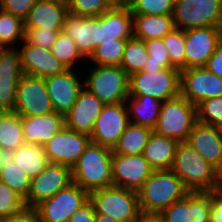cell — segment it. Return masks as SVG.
Segmentation results:
<instances>
[{
	"instance_id": "cell-1",
	"label": "cell",
	"mask_w": 222,
	"mask_h": 222,
	"mask_svg": "<svg viewBox=\"0 0 222 222\" xmlns=\"http://www.w3.org/2000/svg\"><path fill=\"white\" fill-rule=\"evenodd\" d=\"M171 170L189 192H216L219 189V171L186 142H179Z\"/></svg>"
},
{
	"instance_id": "cell-2",
	"label": "cell",
	"mask_w": 222,
	"mask_h": 222,
	"mask_svg": "<svg viewBox=\"0 0 222 222\" xmlns=\"http://www.w3.org/2000/svg\"><path fill=\"white\" fill-rule=\"evenodd\" d=\"M112 150L90 142L71 169L72 182L91 192L113 185Z\"/></svg>"
},
{
	"instance_id": "cell-3",
	"label": "cell",
	"mask_w": 222,
	"mask_h": 222,
	"mask_svg": "<svg viewBox=\"0 0 222 222\" xmlns=\"http://www.w3.org/2000/svg\"><path fill=\"white\" fill-rule=\"evenodd\" d=\"M188 193L172 170L153 171L137 191L140 211L161 213Z\"/></svg>"
},
{
	"instance_id": "cell-4",
	"label": "cell",
	"mask_w": 222,
	"mask_h": 222,
	"mask_svg": "<svg viewBox=\"0 0 222 222\" xmlns=\"http://www.w3.org/2000/svg\"><path fill=\"white\" fill-rule=\"evenodd\" d=\"M197 122V107L181 95L162 102L154 132L163 137L186 142Z\"/></svg>"
},
{
	"instance_id": "cell-5",
	"label": "cell",
	"mask_w": 222,
	"mask_h": 222,
	"mask_svg": "<svg viewBox=\"0 0 222 222\" xmlns=\"http://www.w3.org/2000/svg\"><path fill=\"white\" fill-rule=\"evenodd\" d=\"M89 201L96 213L108 215L120 222H135L140 213L137 192L119 186L91 191Z\"/></svg>"
},
{
	"instance_id": "cell-6",
	"label": "cell",
	"mask_w": 222,
	"mask_h": 222,
	"mask_svg": "<svg viewBox=\"0 0 222 222\" xmlns=\"http://www.w3.org/2000/svg\"><path fill=\"white\" fill-rule=\"evenodd\" d=\"M88 70L83 87L104 104L125 102L129 96V76L120 66H98Z\"/></svg>"
},
{
	"instance_id": "cell-7",
	"label": "cell",
	"mask_w": 222,
	"mask_h": 222,
	"mask_svg": "<svg viewBox=\"0 0 222 222\" xmlns=\"http://www.w3.org/2000/svg\"><path fill=\"white\" fill-rule=\"evenodd\" d=\"M175 28H222V0H175L172 11Z\"/></svg>"
},
{
	"instance_id": "cell-8",
	"label": "cell",
	"mask_w": 222,
	"mask_h": 222,
	"mask_svg": "<svg viewBox=\"0 0 222 222\" xmlns=\"http://www.w3.org/2000/svg\"><path fill=\"white\" fill-rule=\"evenodd\" d=\"M129 95H148L162 102L180 95V70L164 68L154 73L140 71L129 76Z\"/></svg>"
},
{
	"instance_id": "cell-9",
	"label": "cell",
	"mask_w": 222,
	"mask_h": 222,
	"mask_svg": "<svg viewBox=\"0 0 222 222\" xmlns=\"http://www.w3.org/2000/svg\"><path fill=\"white\" fill-rule=\"evenodd\" d=\"M89 201V192L75 183L36 205L40 222H68Z\"/></svg>"
},
{
	"instance_id": "cell-10",
	"label": "cell",
	"mask_w": 222,
	"mask_h": 222,
	"mask_svg": "<svg viewBox=\"0 0 222 222\" xmlns=\"http://www.w3.org/2000/svg\"><path fill=\"white\" fill-rule=\"evenodd\" d=\"M13 112L18 113L21 117L54 112L44 79L23 75L18 82Z\"/></svg>"
},
{
	"instance_id": "cell-11",
	"label": "cell",
	"mask_w": 222,
	"mask_h": 222,
	"mask_svg": "<svg viewBox=\"0 0 222 222\" xmlns=\"http://www.w3.org/2000/svg\"><path fill=\"white\" fill-rule=\"evenodd\" d=\"M180 95L197 106L203 100L222 96V78L205 67L180 70Z\"/></svg>"
},
{
	"instance_id": "cell-12",
	"label": "cell",
	"mask_w": 222,
	"mask_h": 222,
	"mask_svg": "<svg viewBox=\"0 0 222 222\" xmlns=\"http://www.w3.org/2000/svg\"><path fill=\"white\" fill-rule=\"evenodd\" d=\"M72 183L70 167L49 162L38 176L31 179L30 190L24 200L25 207L34 208L40 202L53 197Z\"/></svg>"
},
{
	"instance_id": "cell-13",
	"label": "cell",
	"mask_w": 222,
	"mask_h": 222,
	"mask_svg": "<svg viewBox=\"0 0 222 222\" xmlns=\"http://www.w3.org/2000/svg\"><path fill=\"white\" fill-rule=\"evenodd\" d=\"M126 105V102L104 104L90 135L92 143L114 149L121 134L130 123Z\"/></svg>"
},
{
	"instance_id": "cell-14",
	"label": "cell",
	"mask_w": 222,
	"mask_h": 222,
	"mask_svg": "<svg viewBox=\"0 0 222 222\" xmlns=\"http://www.w3.org/2000/svg\"><path fill=\"white\" fill-rule=\"evenodd\" d=\"M90 142L89 135L64 126L44 145L48 162L72 169Z\"/></svg>"
},
{
	"instance_id": "cell-15",
	"label": "cell",
	"mask_w": 222,
	"mask_h": 222,
	"mask_svg": "<svg viewBox=\"0 0 222 222\" xmlns=\"http://www.w3.org/2000/svg\"><path fill=\"white\" fill-rule=\"evenodd\" d=\"M222 39V28L203 27L184 30L185 69L205 67L218 42Z\"/></svg>"
},
{
	"instance_id": "cell-16",
	"label": "cell",
	"mask_w": 222,
	"mask_h": 222,
	"mask_svg": "<svg viewBox=\"0 0 222 222\" xmlns=\"http://www.w3.org/2000/svg\"><path fill=\"white\" fill-rule=\"evenodd\" d=\"M111 171L114 186L137 192L154 170L142 154L121 155L112 152Z\"/></svg>"
},
{
	"instance_id": "cell-17",
	"label": "cell",
	"mask_w": 222,
	"mask_h": 222,
	"mask_svg": "<svg viewBox=\"0 0 222 222\" xmlns=\"http://www.w3.org/2000/svg\"><path fill=\"white\" fill-rule=\"evenodd\" d=\"M23 75L18 49H0V107L3 111L14 110L18 82Z\"/></svg>"
},
{
	"instance_id": "cell-18",
	"label": "cell",
	"mask_w": 222,
	"mask_h": 222,
	"mask_svg": "<svg viewBox=\"0 0 222 222\" xmlns=\"http://www.w3.org/2000/svg\"><path fill=\"white\" fill-rule=\"evenodd\" d=\"M103 106L102 101L83 87L71 110L64 115L65 127L90 136Z\"/></svg>"
},
{
	"instance_id": "cell-19",
	"label": "cell",
	"mask_w": 222,
	"mask_h": 222,
	"mask_svg": "<svg viewBox=\"0 0 222 222\" xmlns=\"http://www.w3.org/2000/svg\"><path fill=\"white\" fill-rule=\"evenodd\" d=\"M161 215L164 222H209L210 192H189Z\"/></svg>"
},
{
	"instance_id": "cell-20",
	"label": "cell",
	"mask_w": 222,
	"mask_h": 222,
	"mask_svg": "<svg viewBox=\"0 0 222 222\" xmlns=\"http://www.w3.org/2000/svg\"><path fill=\"white\" fill-rule=\"evenodd\" d=\"M44 80L54 111L66 115L83 88V82L72 69H66L63 73Z\"/></svg>"
},
{
	"instance_id": "cell-21",
	"label": "cell",
	"mask_w": 222,
	"mask_h": 222,
	"mask_svg": "<svg viewBox=\"0 0 222 222\" xmlns=\"http://www.w3.org/2000/svg\"><path fill=\"white\" fill-rule=\"evenodd\" d=\"M21 42L23 46L18 51L24 74L45 79L66 70L65 66L52 54L51 49L34 46L26 40Z\"/></svg>"
},
{
	"instance_id": "cell-22",
	"label": "cell",
	"mask_w": 222,
	"mask_h": 222,
	"mask_svg": "<svg viewBox=\"0 0 222 222\" xmlns=\"http://www.w3.org/2000/svg\"><path fill=\"white\" fill-rule=\"evenodd\" d=\"M186 143L218 171L222 168V128L196 122Z\"/></svg>"
},
{
	"instance_id": "cell-23",
	"label": "cell",
	"mask_w": 222,
	"mask_h": 222,
	"mask_svg": "<svg viewBox=\"0 0 222 222\" xmlns=\"http://www.w3.org/2000/svg\"><path fill=\"white\" fill-rule=\"evenodd\" d=\"M62 32L76 43L80 53L88 59L99 45V16L81 17L68 13Z\"/></svg>"
},
{
	"instance_id": "cell-24",
	"label": "cell",
	"mask_w": 222,
	"mask_h": 222,
	"mask_svg": "<svg viewBox=\"0 0 222 222\" xmlns=\"http://www.w3.org/2000/svg\"><path fill=\"white\" fill-rule=\"evenodd\" d=\"M67 14L66 0H38L24 19V27L62 30Z\"/></svg>"
},
{
	"instance_id": "cell-25",
	"label": "cell",
	"mask_w": 222,
	"mask_h": 222,
	"mask_svg": "<svg viewBox=\"0 0 222 222\" xmlns=\"http://www.w3.org/2000/svg\"><path fill=\"white\" fill-rule=\"evenodd\" d=\"M133 37V18L128 6L111 7L99 16V43Z\"/></svg>"
},
{
	"instance_id": "cell-26",
	"label": "cell",
	"mask_w": 222,
	"mask_h": 222,
	"mask_svg": "<svg viewBox=\"0 0 222 222\" xmlns=\"http://www.w3.org/2000/svg\"><path fill=\"white\" fill-rule=\"evenodd\" d=\"M64 126V116L55 111L46 115L22 117L25 143L45 145Z\"/></svg>"
},
{
	"instance_id": "cell-27",
	"label": "cell",
	"mask_w": 222,
	"mask_h": 222,
	"mask_svg": "<svg viewBox=\"0 0 222 222\" xmlns=\"http://www.w3.org/2000/svg\"><path fill=\"white\" fill-rule=\"evenodd\" d=\"M178 144L177 140L159 136L153 131L142 155L154 171L171 170Z\"/></svg>"
},
{
	"instance_id": "cell-28",
	"label": "cell",
	"mask_w": 222,
	"mask_h": 222,
	"mask_svg": "<svg viewBox=\"0 0 222 222\" xmlns=\"http://www.w3.org/2000/svg\"><path fill=\"white\" fill-rule=\"evenodd\" d=\"M127 104L131 123L155 130L158 123L162 101L148 95H129Z\"/></svg>"
},
{
	"instance_id": "cell-29",
	"label": "cell",
	"mask_w": 222,
	"mask_h": 222,
	"mask_svg": "<svg viewBox=\"0 0 222 222\" xmlns=\"http://www.w3.org/2000/svg\"><path fill=\"white\" fill-rule=\"evenodd\" d=\"M132 18L133 36L144 41L162 39L175 28L172 14H132Z\"/></svg>"
},
{
	"instance_id": "cell-30",
	"label": "cell",
	"mask_w": 222,
	"mask_h": 222,
	"mask_svg": "<svg viewBox=\"0 0 222 222\" xmlns=\"http://www.w3.org/2000/svg\"><path fill=\"white\" fill-rule=\"evenodd\" d=\"M9 158L27 174L30 179L38 176L49 163L44 145L39 143H24L15 151L9 153Z\"/></svg>"
},
{
	"instance_id": "cell-31",
	"label": "cell",
	"mask_w": 222,
	"mask_h": 222,
	"mask_svg": "<svg viewBox=\"0 0 222 222\" xmlns=\"http://www.w3.org/2000/svg\"><path fill=\"white\" fill-rule=\"evenodd\" d=\"M24 143L22 117L13 111H4L0 115V148L11 153Z\"/></svg>"
},
{
	"instance_id": "cell-32",
	"label": "cell",
	"mask_w": 222,
	"mask_h": 222,
	"mask_svg": "<svg viewBox=\"0 0 222 222\" xmlns=\"http://www.w3.org/2000/svg\"><path fill=\"white\" fill-rule=\"evenodd\" d=\"M152 132L149 128L130 122L112 152L121 155L142 154Z\"/></svg>"
},
{
	"instance_id": "cell-33",
	"label": "cell",
	"mask_w": 222,
	"mask_h": 222,
	"mask_svg": "<svg viewBox=\"0 0 222 222\" xmlns=\"http://www.w3.org/2000/svg\"><path fill=\"white\" fill-rule=\"evenodd\" d=\"M148 59V52L144 40L132 37L127 39L120 67L131 76L143 70Z\"/></svg>"
},
{
	"instance_id": "cell-34",
	"label": "cell",
	"mask_w": 222,
	"mask_h": 222,
	"mask_svg": "<svg viewBox=\"0 0 222 222\" xmlns=\"http://www.w3.org/2000/svg\"><path fill=\"white\" fill-rule=\"evenodd\" d=\"M127 39L100 42L87 59L98 66H120Z\"/></svg>"
},
{
	"instance_id": "cell-35",
	"label": "cell",
	"mask_w": 222,
	"mask_h": 222,
	"mask_svg": "<svg viewBox=\"0 0 222 222\" xmlns=\"http://www.w3.org/2000/svg\"><path fill=\"white\" fill-rule=\"evenodd\" d=\"M0 181L13 189L23 200L26 199L31 179L10 158L0 168Z\"/></svg>"
},
{
	"instance_id": "cell-36",
	"label": "cell",
	"mask_w": 222,
	"mask_h": 222,
	"mask_svg": "<svg viewBox=\"0 0 222 222\" xmlns=\"http://www.w3.org/2000/svg\"><path fill=\"white\" fill-rule=\"evenodd\" d=\"M19 40H25L24 20L0 9V49L11 48Z\"/></svg>"
},
{
	"instance_id": "cell-37",
	"label": "cell",
	"mask_w": 222,
	"mask_h": 222,
	"mask_svg": "<svg viewBox=\"0 0 222 222\" xmlns=\"http://www.w3.org/2000/svg\"><path fill=\"white\" fill-rule=\"evenodd\" d=\"M51 52L66 69H73L75 62L85 58L78 50L76 43L62 31L54 41Z\"/></svg>"
},
{
	"instance_id": "cell-38",
	"label": "cell",
	"mask_w": 222,
	"mask_h": 222,
	"mask_svg": "<svg viewBox=\"0 0 222 222\" xmlns=\"http://www.w3.org/2000/svg\"><path fill=\"white\" fill-rule=\"evenodd\" d=\"M148 59L142 71L154 73L164 68H175L171 64L168 51L162 39H151L145 41Z\"/></svg>"
},
{
	"instance_id": "cell-39",
	"label": "cell",
	"mask_w": 222,
	"mask_h": 222,
	"mask_svg": "<svg viewBox=\"0 0 222 222\" xmlns=\"http://www.w3.org/2000/svg\"><path fill=\"white\" fill-rule=\"evenodd\" d=\"M162 40L168 51L171 64L179 70L185 69L184 30L174 28L169 34L165 35Z\"/></svg>"
},
{
	"instance_id": "cell-40",
	"label": "cell",
	"mask_w": 222,
	"mask_h": 222,
	"mask_svg": "<svg viewBox=\"0 0 222 222\" xmlns=\"http://www.w3.org/2000/svg\"><path fill=\"white\" fill-rule=\"evenodd\" d=\"M196 107L197 121L222 128V96L203 100Z\"/></svg>"
},
{
	"instance_id": "cell-41",
	"label": "cell",
	"mask_w": 222,
	"mask_h": 222,
	"mask_svg": "<svg viewBox=\"0 0 222 222\" xmlns=\"http://www.w3.org/2000/svg\"><path fill=\"white\" fill-rule=\"evenodd\" d=\"M68 13L81 17H97L112 6L105 0H66Z\"/></svg>"
},
{
	"instance_id": "cell-42",
	"label": "cell",
	"mask_w": 222,
	"mask_h": 222,
	"mask_svg": "<svg viewBox=\"0 0 222 222\" xmlns=\"http://www.w3.org/2000/svg\"><path fill=\"white\" fill-rule=\"evenodd\" d=\"M175 0H133L128 8L132 14L168 15L172 14Z\"/></svg>"
},
{
	"instance_id": "cell-43",
	"label": "cell",
	"mask_w": 222,
	"mask_h": 222,
	"mask_svg": "<svg viewBox=\"0 0 222 222\" xmlns=\"http://www.w3.org/2000/svg\"><path fill=\"white\" fill-rule=\"evenodd\" d=\"M25 207L24 200L9 186L0 181V218L12 216Z\"/></svg>"
},
{
	"instance_id": "cell-44",
	"label": "cell",
	"mask_w": 222,
	"mask_h": 222,
	"mask_svg": "<svg viewBox=\"0 0 222 222\" xmlns=\"http://www.w3.org/2000/svg\"><path fill=\"white\" fill-rule=\"evenodd\" d=\"M25 40L34 46L51 49L58 34L62 30H46L45 28L24 27Z\"/></svg>"
},
{
	"instance_id": "cell-45",
	"label": "cell",
	"mask_w": 222,
	"mask_h": 222,
	"mask_svg": "<svg viewBox=\"0 0 222 222\" xmlns=\"http://www.w3.org/2000/svg\"><path fill=\"white\" fill-rule=\"evenodd\" d=\"M38 0H0V9L23 20Z\"/></svg>"
},
{
	"instance_id": "cell-46",
	"label": "cell",
	"mask_w": 222,
	"mask_h": 222,
	"mask_svg": "<svg viewBox=\"0 0 222 222\" xmlns=\"http://www.w3.org/2000/svg\"><path fill=\"white\" fill-rule=\"evenodd\" d=\"M205 68L222 78V39L218 42L213 55H211Z\"/></svg>"
},
{
	"instance_id": "cell-47",
	"label": "cell",
	"mask_w": 222,
	"mask_h": 222,
	"mask_svg": "<svg viewBox=\"0 0 222 222\" xmlns=\"http://www.w3.org/2000/svg\"><path fill=\"white\" fill-rule=\"evenodd\" d=\"M68 222H96V212L90 201L79 208Z\"/></svg>"
},
{
	"instance_id": "cell-48",
	"label": "cell",
	"mask_w": 222,
	"mask_h": 222,
	"mask_svg": "<svg viewBox=\"0 0 222 222\" xmlns=\"http://www.w3.org/2000/svg\"><path fill=\"white\" fill-rule=\"evenodd\" d=\"M209 222H222V193L210 192V217Z\"/></svg>"
},
{
	"instance_id": "cell-49",
	"label": "cell",
	"mask_w": 222,
	"mask_h": 222,
	"mask_svg": "<svg viewBox=\"0 0 222 222\" xmlns=\"http://www.w3.org/2000/svg\"><path fill=\"white\" fill-rule=\"evenodd\" d=\"M3 222H40V219L35 208L24 207L18 213L3 219Z\"/></svg>"
},
{
	"instance_id": "cell-50",
	"label": "cell",
	"mask_w": 222,
	"mask_h": 222,
	"mask_svg": "<svg viewBox=\"0 0 222 222\" xmlns=\"http://www.w3.org/2000/svg\"><path fill=\"white\" fill-rule=\"evenodd\" d=\"M135 222H164L161 213L140 211Z\"/></svg>"
},
{
	"instance_id": "cell-51",
	"label": "cell",
	"mask_w": 222,
	"mask_h": 222,
	"mask_svg": "<svg viewBox=\"0 0 222 222\" xmlns=\"http://www.w3.org/2000/svg\"><path fill=\"white\" fill-rule=\"evenodd\" d=\"M96 222H120V221L113 219L112 217L108 215L96 213Z\"/></svg>"
},
{
	"instance_id": "cell-52",
	"label": "cell",
	"mask_w": 222,
	"mask_h": 222,
	"mask_svg": "<svg viewBox=\"0 0 222 222\" xmlns=\"http://www.w3.org/2000/svg\"><path fill=\"white\" fill-rule=\"evenodd\" d=\"M8 158L9 153L5 152L2 148H0V168Z\"/></svg>"
},
{
	"instance_id": "cell-53",
	"label": "cell",
	"mask_w": 222,
	"mask_h": 222,
	"mask_svg": "<svg viewBox=\"0 0 222 222\" xmlns=\"http://www.w3.org/2000/svg\"><path fill=\"white\" fill-rule=\"evenodd\" d=\"M108 2L112 7H119L121 6V0H105Z\"/></svg>"
},
{
	"instance_id": "cell-54",
	"label": "cell",
	"mask_w": 222,
	"mask_h": 222,
	"mask_svg": "<svg viewBox=\"0 0 222 222\" xmlns=\"http://www.w3.org/2000/svg\"><path fill=\"white\" fill-rule=\"evenodd\" d=\"M218 191H220L222 193V168L219 170V189Z\"/></svg>"
},
{
	"instance_id": "cell-55",
	"label": "cell",
	"mask_w": 222,
	"mask_h": 222,
	"mask_svg": "<svg viewBox=\"0 0 222 222\" xmlns=\"http://www.w3.org/2000/svg\"><path fill=\"white\" fill-rule=\"evenodd\" d=\"M133 0H121V6H128Z\"/></svg>"
},
{
	"instance_id": "cell-56",
	"label": "cell",
	"mask_w": 222,
	"mask_h": 222,
	"mask_svg": "<svg viewBox=\"0 0 222 222\" xmlns=\"http://www.w3.org/2000/svg\"><path fill=\"white\" fill-rule=\"evenodd\" d=\"M4 111L2 110V108L0 107V115L3 113Z\"/></svg>"
}]
</instances>
